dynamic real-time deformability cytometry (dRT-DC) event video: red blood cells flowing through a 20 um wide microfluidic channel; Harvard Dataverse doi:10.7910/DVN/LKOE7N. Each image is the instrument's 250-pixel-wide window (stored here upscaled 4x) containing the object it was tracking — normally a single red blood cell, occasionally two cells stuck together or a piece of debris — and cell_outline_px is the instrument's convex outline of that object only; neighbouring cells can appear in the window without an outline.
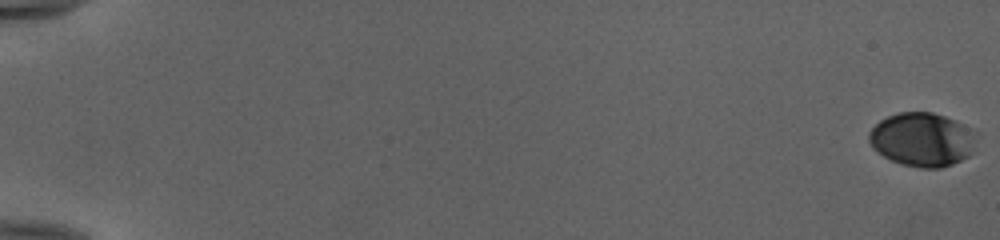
{"species": "human", "species_latin": "Homo sapiens", "temperature_condition": "cold", "stored_images_in_passage": 54, "camera_frame_rate_fps": 3000, "um_per_image_px": 0.085, "donor": {"sex": "female"}, "frame": {"image": 1, "passage_image": 1, "time_ms": 0.0, "image_size_px": [1000, 240], "cell_outline_px": [[976, 152], [952, 164], [940, 168], [920, 168], [904, 164], [892, 160], [876, 152], [872, 148], [868, 140], [868, 132], [880, 120], [888, 116], [900, 112], [932, 112], [956, 120], [976, 132]], "centroid_in_image_um": [78.41, 11.86], "position_along_channel_um": 6.6, "area_um2": 33.99}}
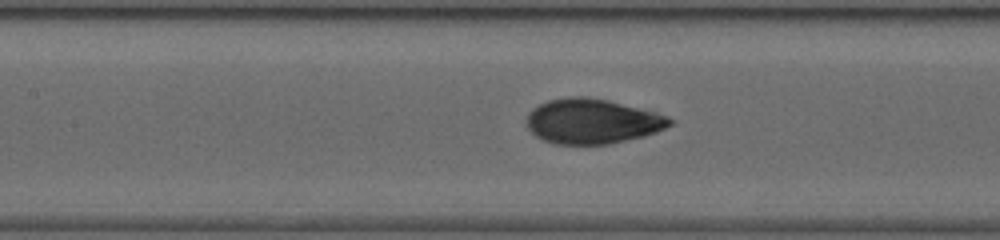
{"frame": {"image": 2, "passage_image": 28, "time_ms": 9.0, "image_size_px": [1000, 240], "cell_outline_px": [[676, 124], [656, 132], [644, 136], [608, 144], [556, 144], [540, 140], [528, 128], [524, 120], [528, 112], [532, 108], [548, 100], [568, 96], [584, 96], [608, 100], [668, 116], [676, 120]], "centroid_in_image_um": [50.32, 10.31], "position_along_channel_um": 157.1, "area_um2": 37.8}}
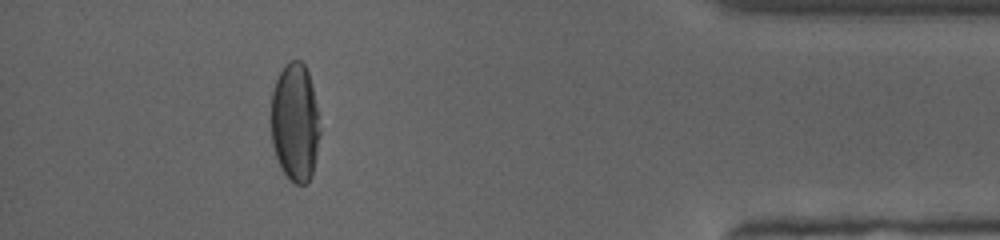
{"frame": {"image": 3, "passage_image": 50, "time_ms": 16.333, "image_size_px": [1000, 240], "cell_outline_px": [[320, 132], [312, 176], [308, 184], [296, 184], [280, 168], [272, 144], [272, 92], [276, 80], [284, 64], [292, 60], [300, 60], [304, 64], [308, 72], [312, 88], [320, 128]], "centroid_in_image_um": [25.07, 10.41], "position_along_channel_um": 410.1, "area_um2": 33.41}, "authors_computed_cell_mechanics": {"area_um2": 36.0094, "velocity_mm_per_s": 3.9926, "shape_relaxation_time_tau1_ms": 5.8332, "shape_relaxation_time_tau2_ms": null, "deformation_change_tau1": 0.2171, "deformation_change_tau2": null}}